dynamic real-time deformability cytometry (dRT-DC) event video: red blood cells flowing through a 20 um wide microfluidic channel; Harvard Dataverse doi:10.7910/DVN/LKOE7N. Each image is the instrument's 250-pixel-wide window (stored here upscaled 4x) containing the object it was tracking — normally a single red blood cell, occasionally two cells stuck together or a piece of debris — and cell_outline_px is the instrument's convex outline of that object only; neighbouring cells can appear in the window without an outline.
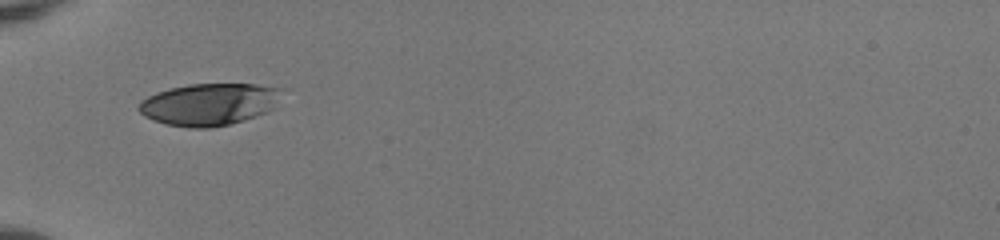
{"species": "human", "species_latin": "Homo sapiens", "temperature_condition": "room temperature", "stored_images_in_passage": 34, "camera_frame_rate_fps": 3000, "um_per_image_px": 0.085, "donor": {"sex": "female"}, "frame": {"image": 1, "passage_image": 1, "time_ms": 0.0, "image_size_px": [1000, 240], "cell_outline_px": [[280, 88], [276, 108], [256, 116], [244, 120], [212, 128], [188, 128], [164, 124], [144, 116], [136, 108], [140, 100], [156, 92], [188, 84], [256, 84]], "centroid_in_image_um": [17.74, 8.87], "position_along_channel_um": 67.3, "area_um2": 35.14}}
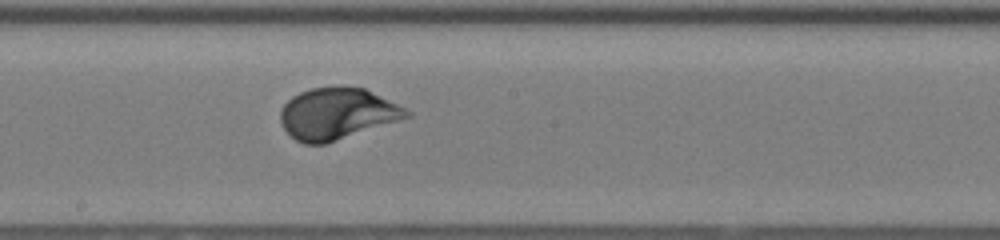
{"frame": {"image": 2, "passage_image": 13, "time_ms": 4.0, "image_size_px": [1000, 240], "cell_outline_px": [[412, 116], [324, 144], [304, 144], [296, 140], [284, 128], [280, 120], [280, 112], [284, 104], [292, 96], [300, 92], [312, 88], [340, 84], [344, 84], [364, 88], [412, 112]], "centroid_in_image_um": [28.63, 9.63], "position_along_channel_um": 219.6, "area_um2": 37.8}}
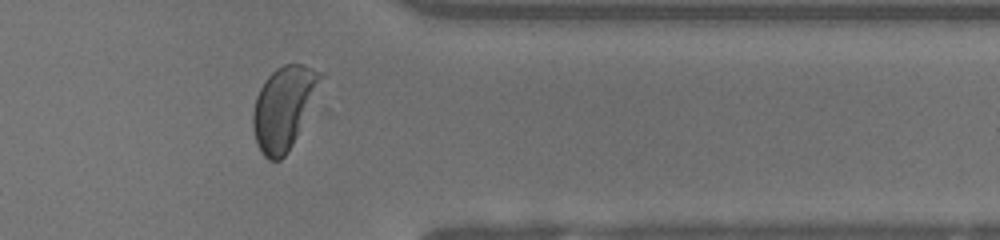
{"frame": {"image": 3, "passage_image": 26, "time_ms": 8.333, "image_size_px": [1000, 240], "cell_outline_px": [[324, 76], [296, 136], [292, 144], [284, 156], [280, 160], [268, 160], [264, 156], [256, 144], [252, 128], [252, 112], [256, 96], [264, 80], [276, 68], [284, 64], [300, 64], [324, 72]], "centroid_in_image_um": [24.08, 9.14], "position_along_channel_um": 387.3, "area_um2": 32.25}, "authors_computed_cell_mechanics": {"area_um2": 37.2232, "velocity_mm_per_s": 3.9456, "shape_relaxation_time_tau1_ms": 2.7395, "shape_relaxation_time_tau2_ms": null, "deformation_change_tau1": 0.1596, "deformation_change_tau2": null}}